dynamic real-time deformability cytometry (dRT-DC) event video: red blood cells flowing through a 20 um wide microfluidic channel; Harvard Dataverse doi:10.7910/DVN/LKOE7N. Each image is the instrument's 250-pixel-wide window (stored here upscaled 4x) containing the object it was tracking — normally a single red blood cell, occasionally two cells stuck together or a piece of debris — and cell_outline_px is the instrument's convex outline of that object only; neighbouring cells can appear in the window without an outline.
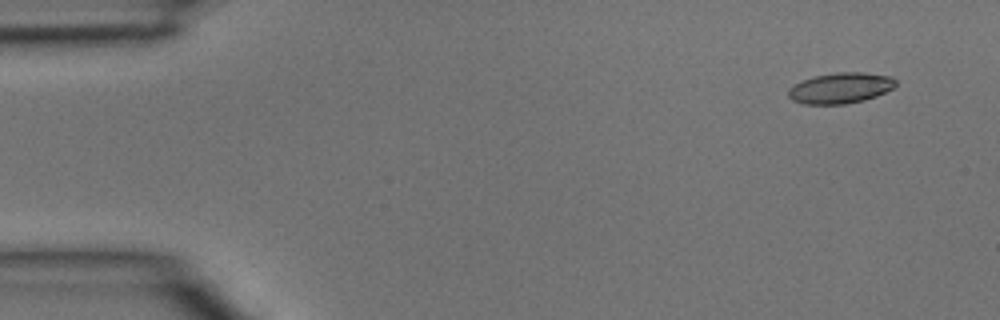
{"species": "common noctule bat (a hibernating species)", "species_latin": "Nyctalus noctula", "temperature_condition": "room temperature", "stored_images_in_passage": 4, "camera_frame_rate_fps": 3000, "um_per_image_px": 0.085, "animal": {"sex": "male", "body_mass_g": 15.6}, "frame": {"image": 1, "passage_image": 1, "time_ms": 0.0, "image_size_px": [1000, 320], "cell_outline_px": [[896, 84], [892, 88], [876, 96], [864, 100], [844, 104], [804, 104], [792, 100], [788, 96], [788, 88], [812, 76], [836, 72], [864, 72], [892, 76], [896, 80]], "centroid_in_image_um": [71.44, 7.47], "position_along_channel_um": 13.6, "area_um2": 19.25}}